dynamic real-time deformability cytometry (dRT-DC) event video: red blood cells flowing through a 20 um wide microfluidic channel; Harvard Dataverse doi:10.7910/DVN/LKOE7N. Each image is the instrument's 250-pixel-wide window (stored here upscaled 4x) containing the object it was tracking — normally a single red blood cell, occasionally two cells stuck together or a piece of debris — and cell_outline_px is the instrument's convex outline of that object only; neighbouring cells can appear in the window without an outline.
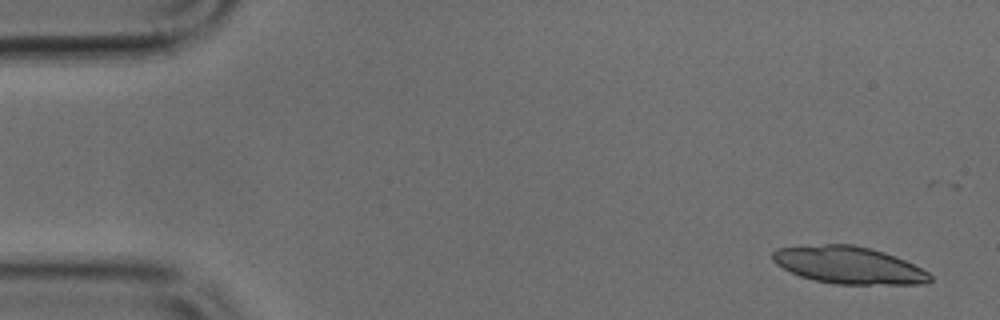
{"species": "common noctule bat (a hibernating species)", "species_latin": "Nyctalus noctula", "temperature_condition": "cold", "stored_images_in_passage": 26, "camera_frame_rate_fps": 3000, "um_per_image_px": 0.085, "animal": {"sex": "male", "body_mass_g": 17.9, "forearm_length_mm": 54.2}, "frame": {"image": 1, "passage_image": 2, "time_ms": 0.333, "image_size_px": [1000, 320], "cell_outline_px": [[932, 280], [928, 284], [836, 284], [816, 280], [800, 276], [776, 264], [772, 260], [772, 252], [776, 248], [824, 244], [852, 244], [872, 248], [884, 252], [904, 260], [928, 272], [932, 276]], "centroid_in_image_um": [72.15, 22.53], "position_along_channel_um": 12.9, "area_um2": 34.04}}
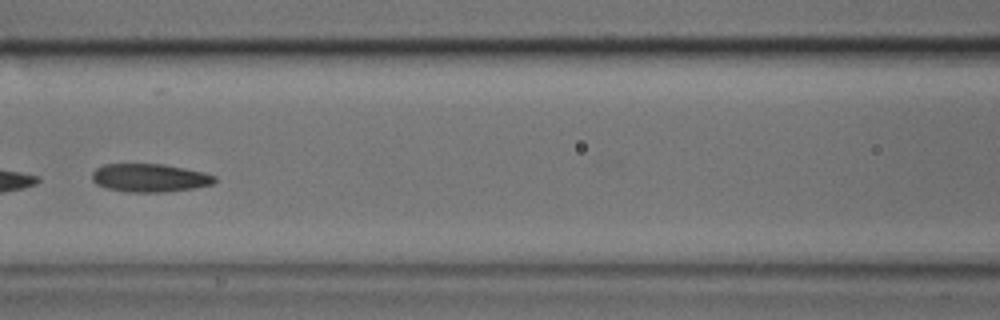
{"frame": {"image": 2, "passage_image": 21, "time_ms": 6.667, "image_size_px": [1000, 320], "cell_outline_px": [[216, 180], [212, 184], [192, 188], [168, 192], [128, 192], [104, 188], [96, 184], [92, 180], [92, 172], [96, 168], [104, 164], [164, 164], [204, 172], [216, 176]], "centroid_in_image_um": [12.7, 15.12], "position_along_channel_um": 153.9, "area_um2": 20.29}}